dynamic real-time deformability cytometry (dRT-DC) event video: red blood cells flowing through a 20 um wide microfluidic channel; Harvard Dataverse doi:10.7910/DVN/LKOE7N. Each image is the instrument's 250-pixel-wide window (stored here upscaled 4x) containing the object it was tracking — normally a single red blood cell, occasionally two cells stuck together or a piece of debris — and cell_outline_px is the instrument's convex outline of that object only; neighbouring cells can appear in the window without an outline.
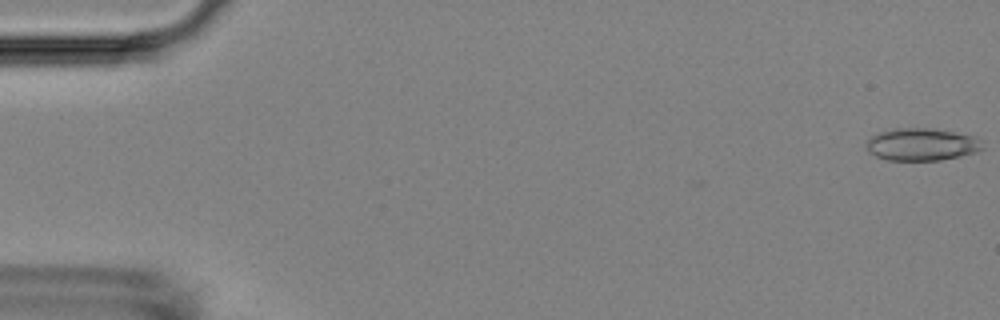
{"species": "Egyptian fruit bat (a non-hibernating species)", "species_latin": "Rousettus aegyptiacus", "temperature_condition": "room temperature", "stored_images_in_passage": 50, "camera_frame_rate_fps": 3000, "um_per_image_px": 0.085, "animal": {"sex": "female"}, "frame": {"image": 1, "passage_image": 1, "time_ms": 0.0, "image_size_px": [1000, 320], "cell_outline_px": [[984, 148], [976, 152], [960, 156], [940, 160], [888, 160], [876, 156], [868, 152], [864, 144], [876, 132], [892, 128], [932, 128], [976, 136], [984, 140]], "centroid_in_image_um": [78.36, 12.26], "position_along_channel_um": 6.6, "area_um2": 22.37}}
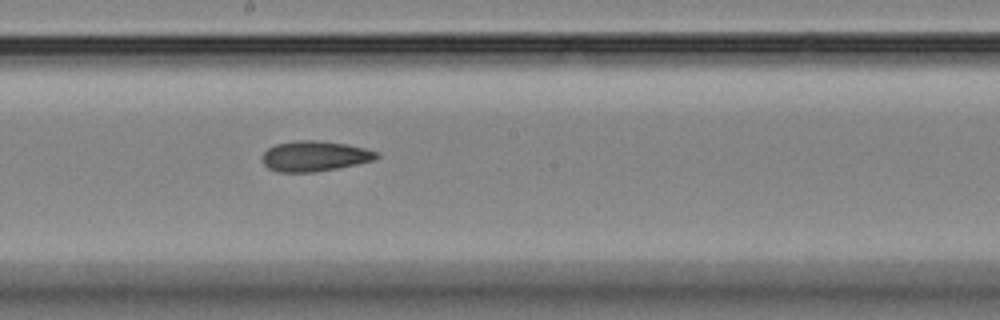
{"frame": {"image": 2, "passage_image": 30, "time_ms": 9.667, "image_size_px": [1000, 320], "cell_outline_px": [[380, 156], [372, 160], [356, 164], [316, 172], [276, 172], [268, 168], [260, 160], [264, 152], [268, 148], [276, 144], [296, 140], [316, 140], [348, 144], [380, 152]], "centroid_in_image_um": [26.72, 13.27], "position_along_channel_um": 221.5, "area_um2": 20.35}}
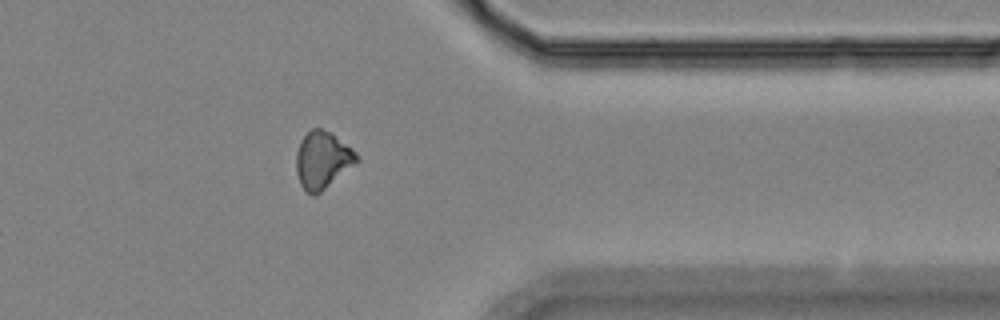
{"frame": {"image": 3, "passage_image": 44, "time_ms": 14.333, "image_size_px": [1000, 320], "cell_outline_px": [[360, 160], [316, 196], [312, 196], [300, 184], [296, 172], [296, 152], [300, 140], [312, 128], [320, 128], [332, 132], [352, 148], [360, 156]], "centroid_in_image_um": [27.42, 13.59], "position_along_channel_um": 384.0, "area_um2": 20.35}, "authors_computed_cell_mechanics": {"area_um2": 20.4323, "velocity_mm_per_s": 3.7082, "shape_relaxation_time_tau1_ms": null, "shape_relaxation_time_tau2_ms": 7.2396, "deformation_change_tau1": null, "deformation_change_tau2": 0.1587}}